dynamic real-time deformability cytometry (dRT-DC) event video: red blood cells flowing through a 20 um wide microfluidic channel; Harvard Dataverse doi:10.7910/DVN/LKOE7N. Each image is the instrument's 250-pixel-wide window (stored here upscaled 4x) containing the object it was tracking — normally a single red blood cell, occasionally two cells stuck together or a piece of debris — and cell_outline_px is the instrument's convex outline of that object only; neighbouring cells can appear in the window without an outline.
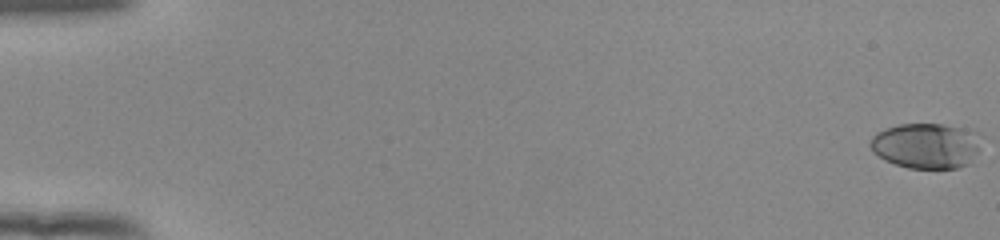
{"species": "human", "species_latin": "Homo sapiens", "temperature_condition": "room temperature", "stored_images_in_passage": 55, "camera_frame_rate_fps": 3000, "um_per_image_px": 0.085, "donor": {"sex": "female"}, "frame": {"image": 1, "passage_image": 1, "time_ms": 0.0, "image_size_px": [1000, 240], "cell_outline_px": [[984, 136], [976, 152], [968, 164], [956, 168], [908, 168], [884, 160], [872, 152], [868, 144], [872, 136], [876, 132], [884, 128], [900, 124], [940, 124], [980, 132]], "centroid_in_image_um": [78.71, 12.37], "position_along_channel_um": 6.3, "area_um2": 29.65}}
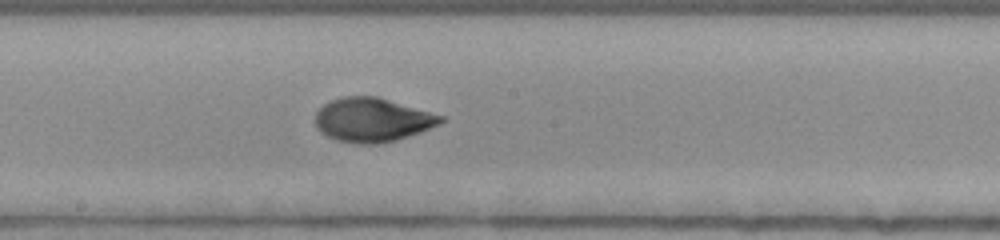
{"frame": {"image": 2, "passage_image": 32, "time_ms": 10.333, "image_size_px": [1000, 240], "cell_outline_px": [[448, 120], [440, 124], [420, 132], [396, 140], [380, 144], [356, 144], [336, 140], [320, 132], [316, 128], [316, 112], [324, 104], [332, 100], [344, 96], [376, 96], [444, 116]], "centroid_in_image_um": [31.66, 10.2], "position_along_channel_um": 216.5, "area_um2": 32.19}}
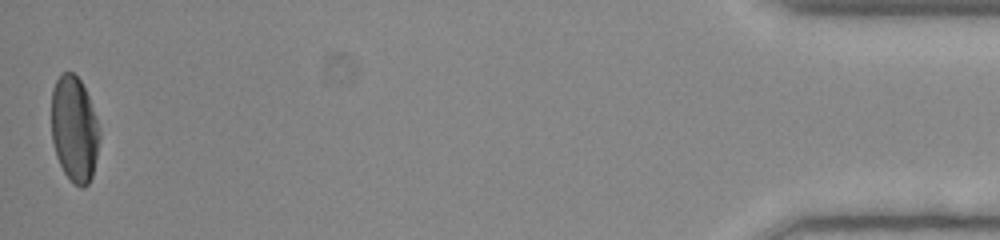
{"frame": {"image": 3, "passage_image": 55, "time_ms": 18.0, "image_size_px": [1000, 240], "cell_outline_px": [[100, 136], [92, 176], [88, 184], [84, 188], [80, 188], [72, 184], [64, 172], [56, 156], [52, 140], [52, 88], [60, 72], [72, 72], [80, 80], [88, 96], [96, 116], [100, 128]], "centroid_in_image_um": [6.31, 10.98], "position_along_channel_um": 428.9, "area_um2": 29.82}, "authors_computed_cell_mechanics": {"area_um2": 31.0386, "velocity_mm_per_s": 3.8884, "shape_relaxation_time_tau1_ms": 4.9991, "shape_relaxation_time_tau2_ms": 1.0653, "deformation_change_tau1": 0.2048, "deformation_change_tau2": 0.05}}